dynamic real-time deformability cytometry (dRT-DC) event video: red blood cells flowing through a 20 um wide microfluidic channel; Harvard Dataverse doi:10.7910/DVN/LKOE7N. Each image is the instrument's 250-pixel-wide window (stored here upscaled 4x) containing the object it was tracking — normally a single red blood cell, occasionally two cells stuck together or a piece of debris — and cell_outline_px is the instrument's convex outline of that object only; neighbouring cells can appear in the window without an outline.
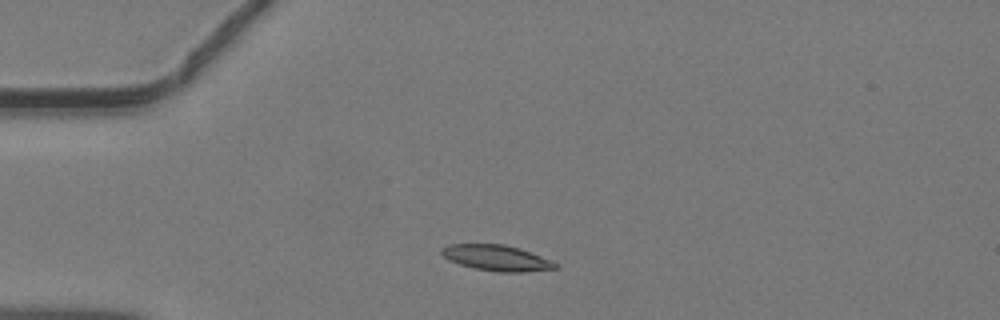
{"species": "common noctule bat (a hibernating species)", "species_latin": "Nyctalus noctula", "temperature_condition": "warm", "stored_images_in_passage": 35, "camera_frame_rate_fps": 3000, "um_per_image_px": 0.085, "animal": {"sex": "male", "body_mass_g": 19.2, "forearm_length_mm": 51.8}, "frame": {"image": 1, "passage_image": 1, "time_ms": 0.0, "image_size_px": [1000, 320], "cell_outline_px": [[556, 268], [520, 272], [500, 272], [472, 268], [448, 260], [440, 252], [440, 248], [448, 244], [504, 244], [520, 248], [552, 260], [556, 264]], "centroid_in_image_um": [42.16, 21.91], "position_along_channel_um": 42.8, "area_um2": 17.05}}
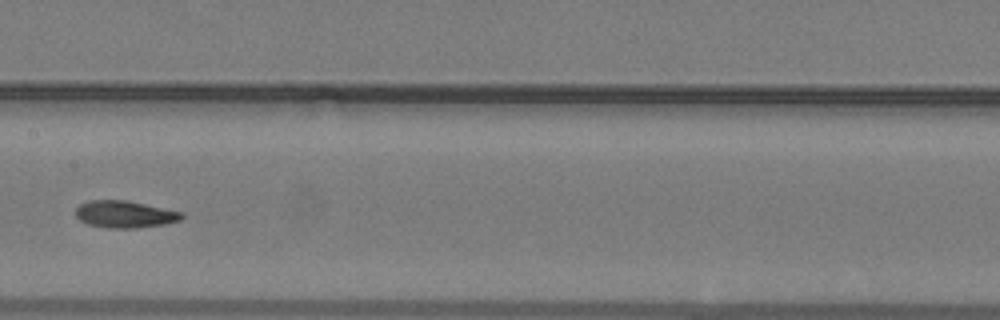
{"frame": {"image": 2, "passage_image": 13, "time_ms": 4.0, "image_size_px": [1000, 320], "cell_outline_px": [[184, 216], [180, 220], [164, 224], [132, 228], [108, 228], [88, 224], [80, 220], [76, 216], [76, 208], [80, 204], [88, 200], [128, 200], [184, 212]], "centroid_in_image_um": [10.62, 18.2], "position_along_channel_um": 196.8, "area_um2": 16.76}}
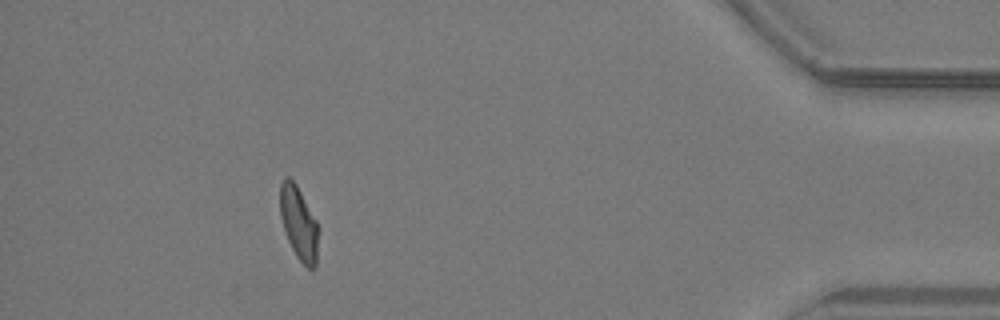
{"frame": {"image": 3, "passage_image": 31, "time_ms": 10.0, "image_size_px": [1000, 320], "cell_outline_px": [[316, 268], [308, 268], [296, 256], [288, 240], [280, 216], [280, 184], [284, 176], [288, 176], [296, 184], [316, 220]], "centroid_in_image_um": [25.35, 18.92], "position_along_channel_um": 409.8, "area_um2": 15.84}}